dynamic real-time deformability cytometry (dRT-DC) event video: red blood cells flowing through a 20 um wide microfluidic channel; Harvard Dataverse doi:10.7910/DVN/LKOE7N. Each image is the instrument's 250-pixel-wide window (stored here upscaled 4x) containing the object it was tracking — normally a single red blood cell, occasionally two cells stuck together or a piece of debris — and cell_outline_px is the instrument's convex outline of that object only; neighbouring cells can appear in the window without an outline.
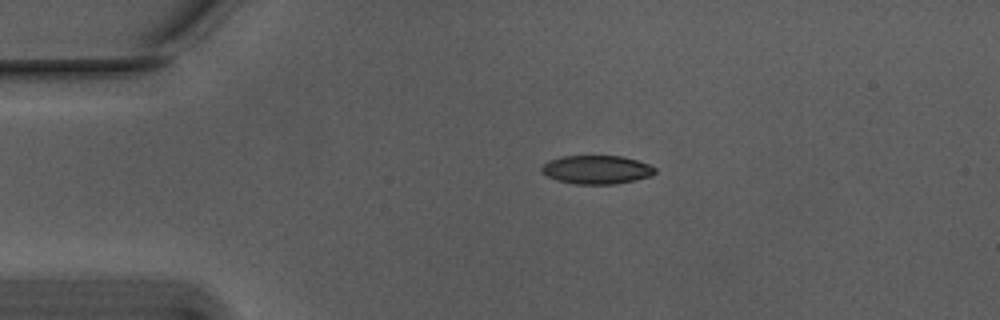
{"species": "Egyptian fruit bat (a non-hibernating species)", "species_latin": "Rousettus aegyptiacus", "temperature_condition": "warm", "stored_images_in_passage": 45, "camera_frame_rate_fps": 3000, "um_per_image_px": 0.085, "animal": {"sex": "male"}, "frame": {"image": 1, "passage_image": 1, "time_ms": 0.0, "image_size_px": [1000, 320], "cell_outline_px": [[656, 172], [652, 176], [616, 184], [576, 184], [556, 180], [548, 176], [540, 168], [548, 160], [564, 156], [624, 156], [648, 164], [656, 168]], "centroid_in_image_um": [50.74, 14.42], "position_along_channel_um": 34.3, "area_um2": 18.84}}
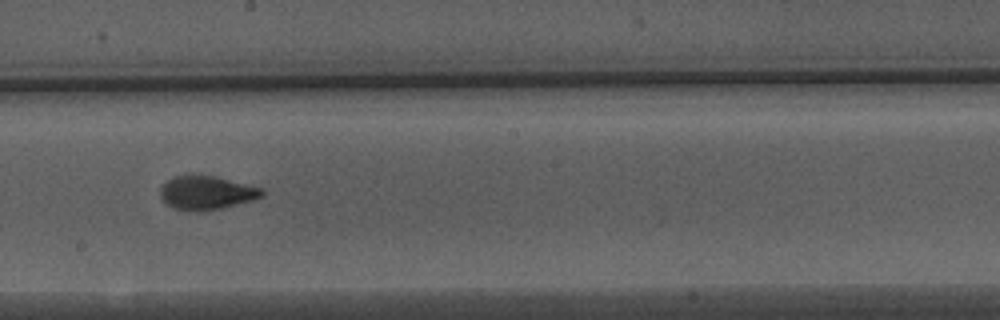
{"frame": {"image": 2, "passage_image": 20, "time_ms": 6.333, "image_size_px": [1000, 320], "cell_outline_px": [[264, 196], [252, 200], [220, 208], [200, 212], [172, 208], [160, 196], [160, 188], [168, 180], [176, 176], [192, 172], [216, 176], [264, 188]], "centroid_in_image_um": [17.56, 16.35], "position_along_channel_um": 230.6, "area_um2": 20.35}}
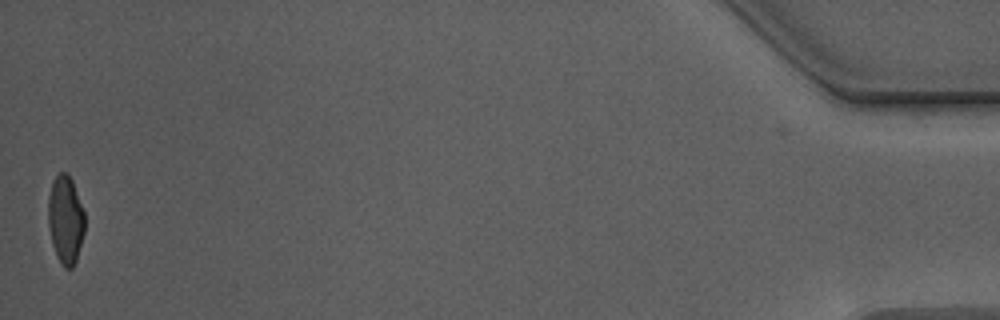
{"frame": {"image": 3, "passage_image": 44, "time_ms": 14.333, "image_size_px": [1000, 320], "cell_outline_px": [[84, 232], [76, 260], [72, 268], [64, 268], [60, 264], [56, 256], [52, 244], [48, 224], [48, 196], [52, 184], [56, 176], [60, 172], [68, 172], [72, 180], [84, 212]], "centroid_in_image_um": [5.56, 18.68], "position_along_channel_um": 429.6, "area_um2": 18.79}, "authors_computed_cell_mechanics": {"area_um2": 19.5364, "velocity_mm_per_s": 3.7562, "shape_relaxation_time_tau1_ms": 4.4416, "shape_relaxation_time_tau2_ms": 0.7273, "deformation_change_tau1": 0.1835, "deformation_change_tau2": 0.059}}